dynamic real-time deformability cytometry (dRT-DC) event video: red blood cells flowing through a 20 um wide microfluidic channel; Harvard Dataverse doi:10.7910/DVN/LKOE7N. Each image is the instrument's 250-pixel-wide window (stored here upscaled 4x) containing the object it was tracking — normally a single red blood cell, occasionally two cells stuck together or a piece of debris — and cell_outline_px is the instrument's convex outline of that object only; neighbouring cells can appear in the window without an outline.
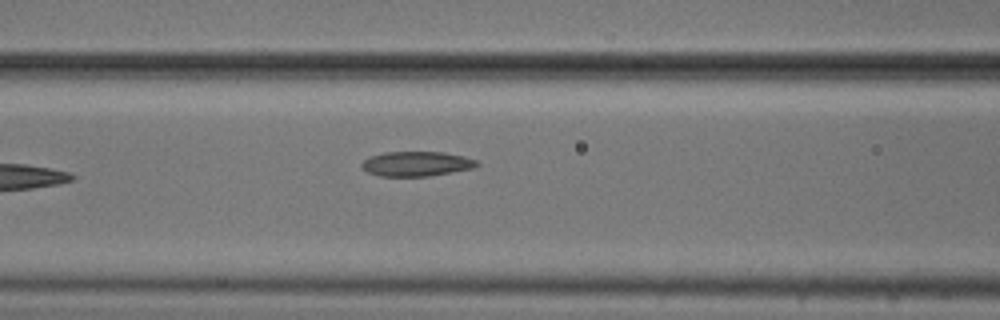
{"species": "common noctule bat (a hibernating species)", "species_latin": "Nyctalus noctula", "temperature_condition": "cold", "stored_images_in_passage": 5, "camera_frame_rate_fps": 3000, "um_per_image_px": 0.085, "animal": {"sex": "male", "body_mass_g": 20.5, "forearm_length_mm": 52.5}, "frame": {"image": 1, "passage_image": 5, "time_ms": 4.667, "image_size_px": [1000, 320], "cell_outline_px": [[480, 164], [476, 168], [428, 176], [380, 176], [368, 172], [360, 164], [368, 156], [384, 152], [444, 152], [464, 156], [476, 160]], "centroid_in_image_um": [35.42, 13.92], "position_along_channel_um": 131.2, "area_um2": 16.7}}